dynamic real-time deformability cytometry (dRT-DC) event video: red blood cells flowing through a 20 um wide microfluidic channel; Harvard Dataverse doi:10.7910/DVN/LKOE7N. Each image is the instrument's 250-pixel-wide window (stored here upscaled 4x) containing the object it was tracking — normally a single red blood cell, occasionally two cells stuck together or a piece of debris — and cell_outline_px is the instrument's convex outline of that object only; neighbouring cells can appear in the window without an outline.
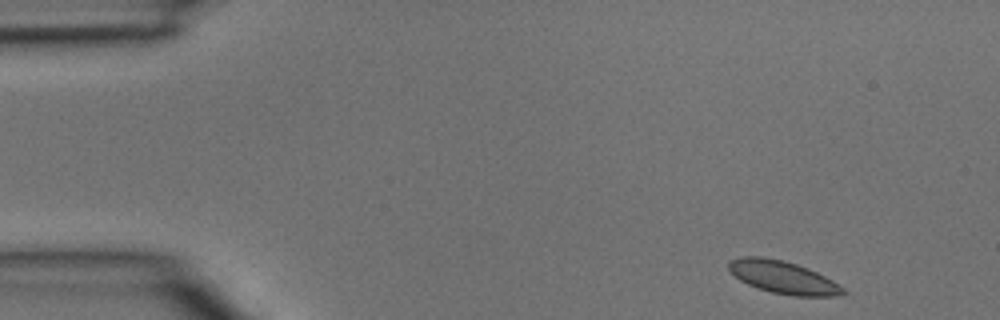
{"species": "common noctule bat (a hibernating species)", "species_latin": "Nyctalus noctula", "temperature_condition": "room temperature", "stored_images_in_passage": 3, "camera_frame_rate_fps": 3000, "um_per_image_px": 0.085, "animal": {"sex": "male", "body_mass_g": 15.6}, "frame": {"image": 1, "passage_image": 1, "time_ms": 0.0, "image_size_px": [1000, 320], "cell_outline_px": [[848, 292], [836, 296], [792, 296], [772, 292], [748, 284], [740, 280], [728, 268], [728, 260], [744, 256], [760, 256], [780, 260], [796, 264], [808, 268], [832, 280], [844, 288]], "centroid_in_image_um": [66.57, 23.57], "position_along_channel_um": 18.4, "area_um2": 21.5}}
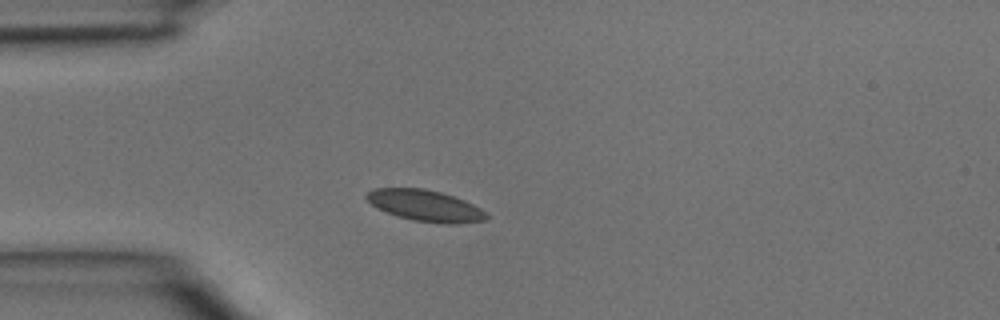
{"frame": {"image": 2, "passage_image": 3, "time_ms": 0.667, "image_size_px": [1000, 320], "cell_outline_px": [[488, 220], [456, 224], [444, 224], [412, 220], [376, 208], [364, 196], [368, 192], [376, 188], [424, 188], [440, 192], [464, 200], [480, 208], [488, 216]], "centroid_in_image_um": [36.16, 17.48], "position_along_channel_um": 48.8, "area_um2": 21.68}}